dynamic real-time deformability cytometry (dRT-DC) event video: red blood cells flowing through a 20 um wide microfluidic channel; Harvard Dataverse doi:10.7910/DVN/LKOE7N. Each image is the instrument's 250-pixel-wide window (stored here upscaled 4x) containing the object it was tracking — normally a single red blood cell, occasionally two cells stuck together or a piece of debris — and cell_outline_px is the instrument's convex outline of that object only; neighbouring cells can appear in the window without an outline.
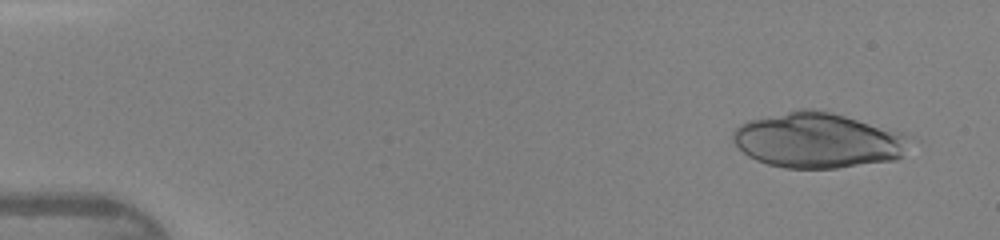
{"species": "human", "species_latin": "Homo sapiens", "temperature_condition": "warm", "stored_images_in_passage": 20, "camera_frame_rate_fps": 3000, "um_per_image_px": 0.085, "donor": {"sex": "female"}, "frame": {"image": 1, "passage_image": 3, "time_ms": 0.667, "image_size_px": [1000, 240], "cell_outline_px": [[912, 136], [900, 156], [896, 160], [836, 168], [784, 168], [768, 164], [756, 160], [748, 156], [732, 140], [732, 132], [740, 124], [748, 120], [796, 108], [812, 108], [832, 112], [908, 132]], "centroid_in_image_um": [69.54, 11.9], "position_along_channel_um": 15.5, "area_um2": 57.68}}